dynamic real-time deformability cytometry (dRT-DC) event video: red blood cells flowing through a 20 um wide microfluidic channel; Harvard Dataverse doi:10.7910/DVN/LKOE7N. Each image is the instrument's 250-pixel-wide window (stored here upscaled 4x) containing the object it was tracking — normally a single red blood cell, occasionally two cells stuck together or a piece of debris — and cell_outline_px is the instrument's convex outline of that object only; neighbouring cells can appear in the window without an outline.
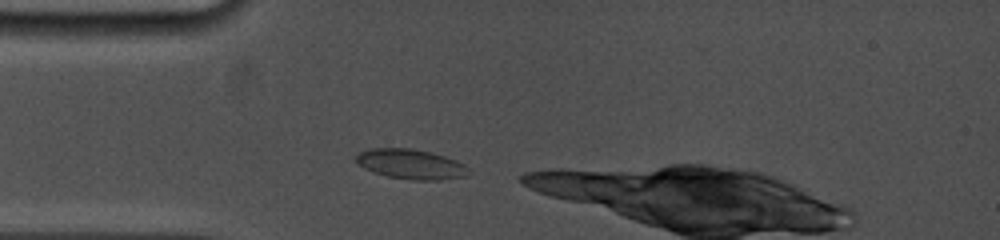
{"species": "common noctule bat (a hibernating species)", "species_latin": "Nyctalus noctula", "temperature_condition": "cold", "stored_images_in_passage": 1, "camera_frame_rate_fps": 5000, "um_per_image_px": 0.085, "animal": {"sex": "female", "body_mass_g": 19.0, "forearm_length_mm": 53.3}, "frame": {"image": 1, "passage_image": 1, "time_ms": 0.0, "image_size_px": [1000, 240], "cell_outline_px": [[472, 172], [464, 176], [440, 180], [412, 180], [388, 176], [372, 172], [364, 168], [356, 160], [356, 152], [372, 148], [412, 148], [444, 156], [456, 160], [464, 164]], "centroid_in_image_um": [34.92, 13.95], "position_along_channel_um": 50.1, "area_um2": 19.59}}